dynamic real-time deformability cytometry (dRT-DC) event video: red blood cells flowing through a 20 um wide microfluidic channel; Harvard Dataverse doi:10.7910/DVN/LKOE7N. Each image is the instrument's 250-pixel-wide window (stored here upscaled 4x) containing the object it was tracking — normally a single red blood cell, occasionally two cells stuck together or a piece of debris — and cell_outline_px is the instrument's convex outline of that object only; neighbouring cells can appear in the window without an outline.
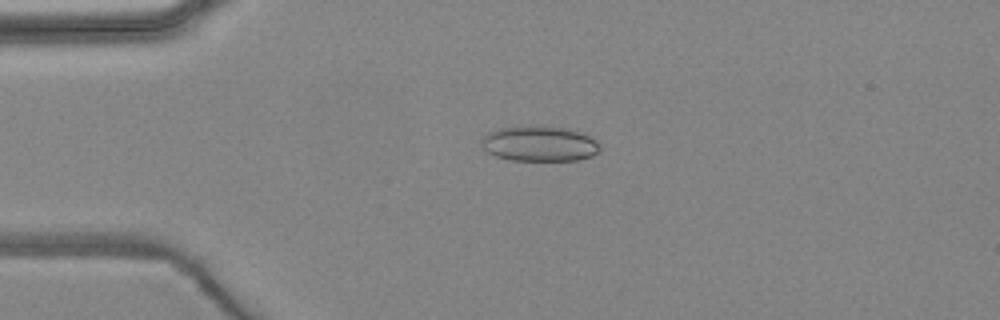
{"species": "common noctule bat (a hibernating species)", "species_latin": "Nyctalus noctula", "temperature_condition": "warm", "stored_images_in_passage": 6, "camera_frame_rate_fps": 3000, "um_per_image_px": 0.085, "animal": {"sex": "female", "body_mass_g": 24.6, "forearm_length_mm": 56.2}, "frame": {"image": 1, "passage_image": 3, "time_ms": 2.333, "image_size_px": [1000, 320], "cell_outline_px": [[600, 152], [592, 156], [576, 160], [508, 160], [496, 156], [488, 152], [480, 144], [480, 140], [488, 132], [500, 128], [528, 124], [536, 124], [572, 128], [596, 140], [600, 144]], "centroid_in_image_um": [45.86, 12.18], "position_along_channel_um": 39.1, "area_um2": 25.03}}
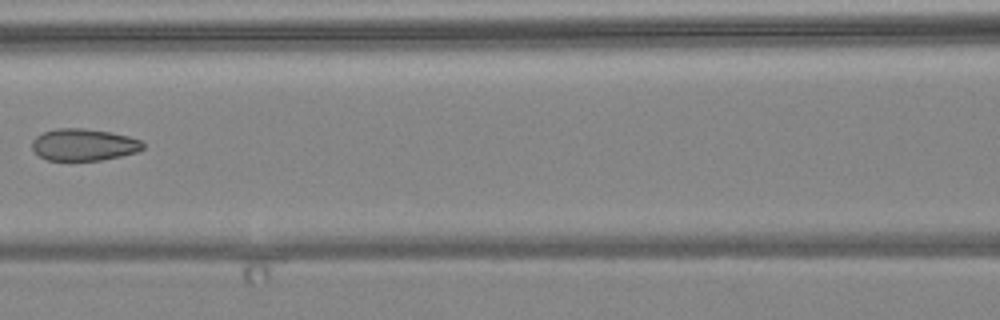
{"frame": {"image": 2, "passage_image": 6, "time_ms": 6.0, "image_size_px": [1000, 320], "cell_outline_px": [[144, 148], [136, 152], [120, 156], [100, 160], [48, 160], [40, 156], [32, 148], [32, 140], [36, 136], [44, 132], [56, 128], [84, 128], [112, 132], [128, 136], [140, 140], [144, 144]], "centroid_in_image_um": [7.12, 12.29], "position_along_channel_um": 159.5, "area_um2": 20.58}}